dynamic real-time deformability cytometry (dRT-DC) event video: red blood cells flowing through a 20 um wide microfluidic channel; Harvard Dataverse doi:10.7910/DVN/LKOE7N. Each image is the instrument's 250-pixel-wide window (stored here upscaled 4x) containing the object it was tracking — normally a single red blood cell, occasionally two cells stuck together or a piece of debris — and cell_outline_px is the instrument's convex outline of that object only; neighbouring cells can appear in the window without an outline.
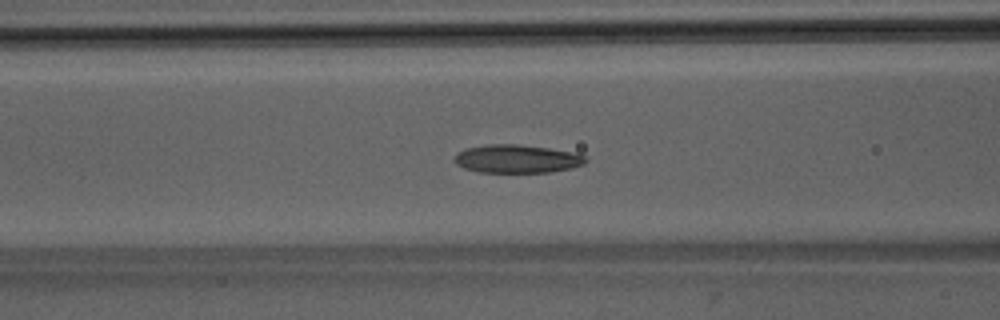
{"species": "Egyptian fruit bat (a non-hibernating species)", "species_latin": "Rousettus aegyptiacus", "temperature_condition": "room temperature", "stored_images_in_passage": 48, "camera_frame_rate_fps": 3000, "um_per_image_px": 0.085, "animal": {"sex": "male"}, "frame": {"image": 1, "passage_image": 20, "time_ms": 6.333, "image_size_px": [1000, 320], "cell_outline_px": [[588, 160], [584, 164], [572, 168], [548, 172], [480, 172], [464, 168], [456, 164], [452, 160], [464, 148], [488, 144], [516, 144], [548, 148], [572, 152], [584, 156]], "centroid_in_image_um": [43.92, 13.5], "position_along_channel_um": 122.7, "area_um2": 21.5}}
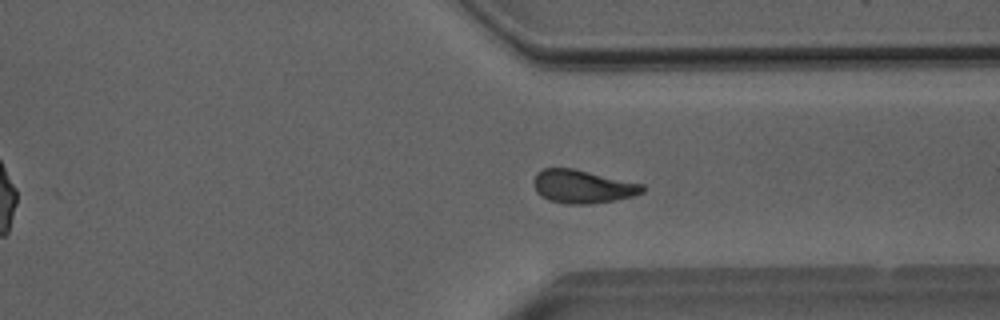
{"frame": {"image": 2, "passage_image": 38, "time_ms": 12.333, "image_size_px": [1000, 320], "cell_outline_px": [[644, 192], [632, 196], [616, 200], [588, 204], [568, 204], [548, 200], [540, 196], [536, 192], [532, 184], [532, 180], [536, 172], [544, 168], [572, 168], [644, 184]], "centroid_in_image_um": [49.47, 15.85], "position_along_channel_um": 361.9, "area_um2": 21.27}}
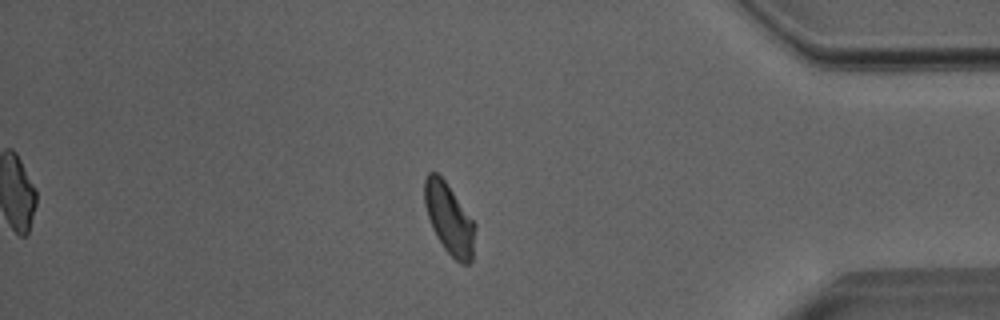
{"frame": {"image": 3, "passage_image": 43, "time_ms": 14.0, "image_size_px": [1000, 320], "cell_outline_px": [[476, 224], [472, 260], [468, 264], [460, 264], [444, 248], [436, 236], [432, 228], [424, 204], [424, 180], [428, 172], [436, 172], [444, 180]], "centroid_in_image_um": [38.18, 18.61], "position_along_channel_um": 397.0, "area_um2": 20.69}, "authors_computed_cell_mechanics": {"area_um2": 21.4727, "velocity_mm_per_s": 3.9853, "shape_relaxation_time_tau1_ms": 5.5283, "shape_relaxation_time_tau2_ms": 1.6753, "deformation_change_tau1": 0.1467, "deformation_change_tau2": 0.0727}}